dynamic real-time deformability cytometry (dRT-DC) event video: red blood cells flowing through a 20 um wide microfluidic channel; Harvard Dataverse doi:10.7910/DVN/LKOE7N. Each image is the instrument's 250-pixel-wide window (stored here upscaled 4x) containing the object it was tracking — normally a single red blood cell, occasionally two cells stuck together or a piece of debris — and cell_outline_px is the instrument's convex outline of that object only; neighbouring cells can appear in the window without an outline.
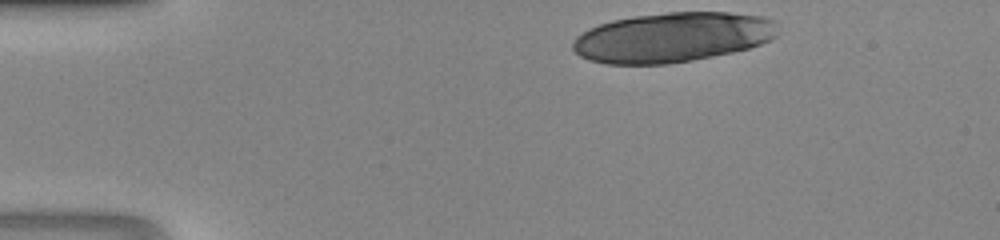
{"species": "human", "species_latin": "Homo sapiens", "temperature_condition": "room temperature", "stored_images_in_passage": 30, "camera_frame_rate_fps": 3000, "um_per_image_px": 0.085, "donor": {"sex": "male"}, "frame": {"image": 1, "passage_image": 1, "time_ms": 0.0, "image_size_px": [1000, 240], "cell_outline_px": [[776, 36], [760, 44], [748, 48], [732, 52], [692, 60], [668, 64], [608, 64], [588, 60], [580, 56], [572, 48], [572, 40], [576, 36], [588, 28], [612, 20], [632, 16], [668, 12], [728, 12], [764, 16], [772, 20], [776, 24]], "centroid_in_image_um": [57.12, 3.17], "position_along_channel_um": 27.9, "area_um2": 59.59}}
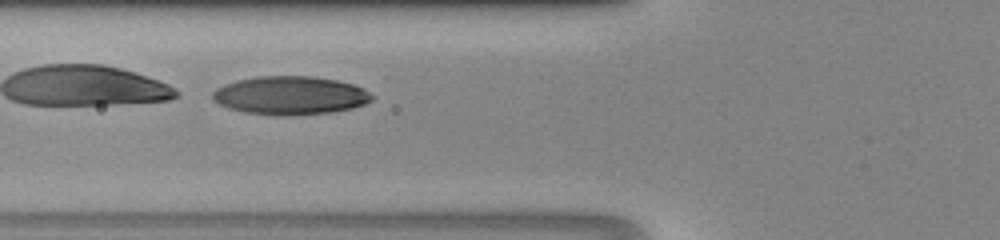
{"frame": {"image": 2, "passage_image": 12, "time_ms": 3.667, "image_size_px": [1000, 240], "cell_outline_px": [[376, 96], [372, 100], [364, 104], [352, 108], [332, 112], [288, 116], [280, 116], [244, 112], [228, 108], [212, 100], [212, 92], [216, 88], [224, 84], [236, 80], [256, 76], [312, 76], [336, 80], [352, 84], [364, 88]], "centroid_in_image_um": [24.67, 8.11], "position_along_channel_um": 101.1, "area_um2": 36.01}}